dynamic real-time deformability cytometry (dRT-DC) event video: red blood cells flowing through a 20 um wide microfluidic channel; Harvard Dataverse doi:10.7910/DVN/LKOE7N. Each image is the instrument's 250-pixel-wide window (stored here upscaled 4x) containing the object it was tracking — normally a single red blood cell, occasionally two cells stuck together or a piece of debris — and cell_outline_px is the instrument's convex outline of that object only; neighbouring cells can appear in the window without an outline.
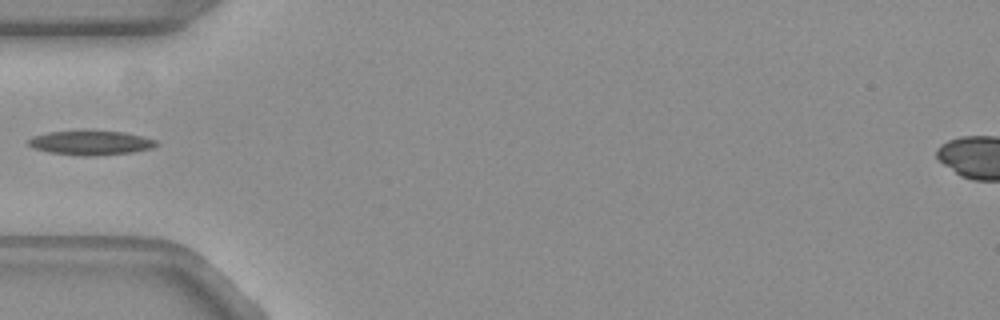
{"species": "common noctule bat (a hibernating species)", "species_latin": "Nyctalus noctula", "temperature_condition": "warm", "stored_images_in_passage": 3, "camera_frame_rate_fps": 3000, "um_per_image_px": 0.085, "animal": {"sex": "female", "body_mass_g": 19.3, "forearm_length_mm": 54.1}, "frame": {"image": 1, "passage_image": 1, "time_ms": 0.0, "image_size_px": [1000, 320], "cell_outline_px": [[160, 144], [152, 148], [132, 152], [96, 156], [80, 156], [48, 152], [32, 148], [28, 144], [28, 140], [32, 136], [48, 132], [84, 128], [124, 132], [156, 140]], "centroid_in_image_um": [7.67, 12.1], "position_along_channel_um": 77.3, "area_um2": 18.96}}